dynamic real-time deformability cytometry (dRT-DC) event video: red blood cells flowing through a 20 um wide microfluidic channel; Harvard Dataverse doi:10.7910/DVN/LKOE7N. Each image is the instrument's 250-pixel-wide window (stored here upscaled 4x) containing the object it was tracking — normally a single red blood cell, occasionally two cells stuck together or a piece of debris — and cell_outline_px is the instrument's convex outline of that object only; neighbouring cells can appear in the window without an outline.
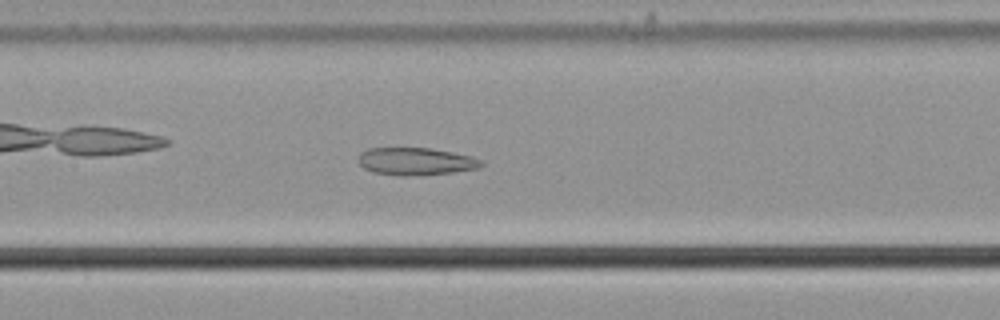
{"species": "common noctule bat (a hibernating species)", "species_latin": "Nyctalus noctula", "temperature_condition": "cold", "stored_images_in_passage": 47, "camera_frame_rate_fps": 3000, "um_per_image_px": 0.085, "animal": {"sex": "male", "body_mass_g": 21.5, "forearm_length_mm": 52.0}, "frame": {"image": 1, "passage_image": 20, "time_ms": 6.333, "image_size_px": [1000, 320], "cell_outline_px": [[484, 164], [480, 168], [452, 172], [420, 176], [396, 176], [372, 172], [364, 168], [360, 164], [360, 152], [368, 148], [432, 148], [472, 156], [484, 160]], "centroid_in_image_um": [35.38, 13.73], "position_along_channel_um": 172.0, "area_um2": 20.0}}
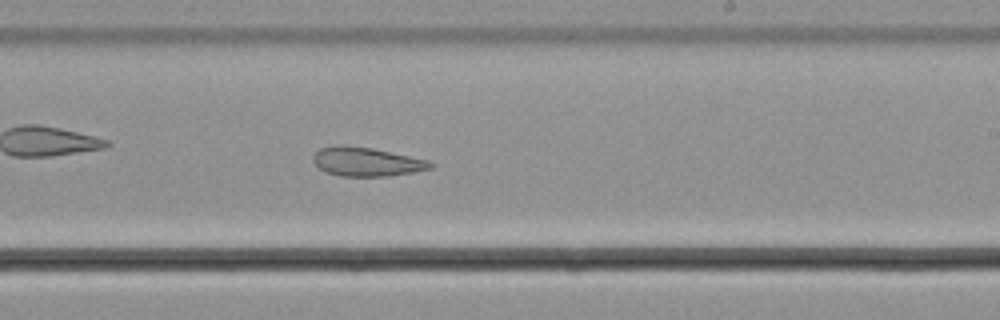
{"frame": {"image": 2, "passage_image": 27, "time_ms": 8.667, "image_size_px": [1000, 320], "cell_outline_px": [[436, 164], [432, 168], [412, 172], [388, 176], [340, 176], [328, 172], [320, 168], [312, 160], [312, 156], [320, 148], [340, 144], [372, 148], [428, 160]], "centroid_in_image_um": [31.16, 13.74], "position_along_channel_um": 257.8, "area_um2": 19.65}, "authors_computed_cell_mechanics": {"area_um2": 22.6576, "velocity_mm_per_s": 3.6835, "shape_relaxation_time_tau1_ms": null, "shape_relaxation_time_tau2_ms": 9.0652, "deformation_change_tau1": null, "deformation_change_tau2": 0.1765}}